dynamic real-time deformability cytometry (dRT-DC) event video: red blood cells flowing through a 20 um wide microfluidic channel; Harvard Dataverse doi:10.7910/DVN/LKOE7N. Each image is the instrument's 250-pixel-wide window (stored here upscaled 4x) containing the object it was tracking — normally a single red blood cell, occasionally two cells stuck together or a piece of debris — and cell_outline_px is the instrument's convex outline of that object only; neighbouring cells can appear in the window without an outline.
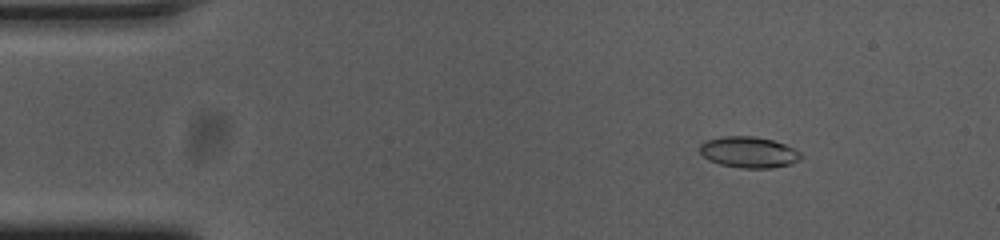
{"species": "common noctule bat (a hibernating species)", "species_latin": "Nyctalus noctula", "temperature_condition": "cold", "stored_images_in_passage": 39, "camera_frame_rate_fps": 3000, "um_per_image_px": 0.085, "animal": {"sex": "female", "body_mass_g": 23.0, "forearm_length_mm": 53.4}, "frame": {"image": 1, "passage_image": 3, "time_ms": 0.667, "image_size_px": [1000, 240], "cell_outline_px": [[804, 156], [800, 160], [792, 164], [772, 168], [740, 168], [720, 164], [708, 160], [700, 152], [700, 144], [704, 140], [720, 136], [756, 136], [772, 140], [784, 144], [800, 152]], "centroid_in_image_um": [63.65, 12.94], "position_along_channel_um": 21.4, "area_um2": 18.55}}
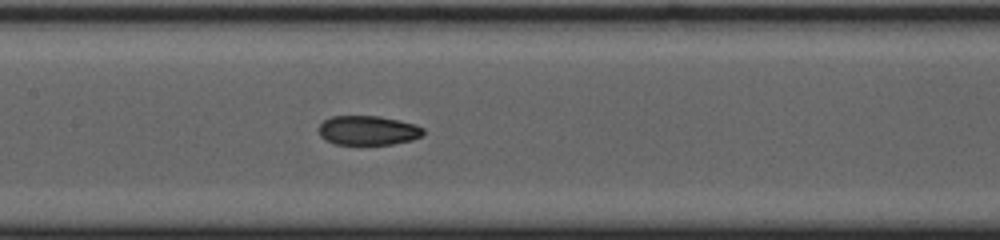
{"frame": {"image": 2, "passage_image": 22, "time_ms": 7.0, "image_size_px": [1000, 240], "cell_outline_px": [[424, 132], [420, 136], [412, 140], [392, 144], [336, 144], [324, 140], [320, 136], [320, 124], [324, 120], [332, 116], [380, 116], [416, 124], [424, 128]], "centroid_in_image_um": [31.28, 11.08], "position_along_channel_um": 176.1, "area_um2": 17.86}}
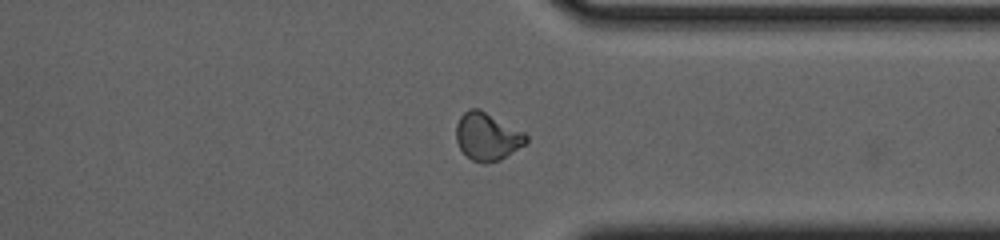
{"frame": {"image": 3, "passage_image": 38, "time_ms": 12.333, "image_size_px": [1000, 240], "cell_outline_px": [[528, 140], [524, 144], [500, 160], [472, 160], [460, 148], [456, 140], [456, 124], [460, 116], [468, 108], [480, 108], [524, 132], [528, 136]], "centroid_in_image_um": [41.4, 11.54], "position_along_channel_um": 370.0, "area_um2": 19.02}}